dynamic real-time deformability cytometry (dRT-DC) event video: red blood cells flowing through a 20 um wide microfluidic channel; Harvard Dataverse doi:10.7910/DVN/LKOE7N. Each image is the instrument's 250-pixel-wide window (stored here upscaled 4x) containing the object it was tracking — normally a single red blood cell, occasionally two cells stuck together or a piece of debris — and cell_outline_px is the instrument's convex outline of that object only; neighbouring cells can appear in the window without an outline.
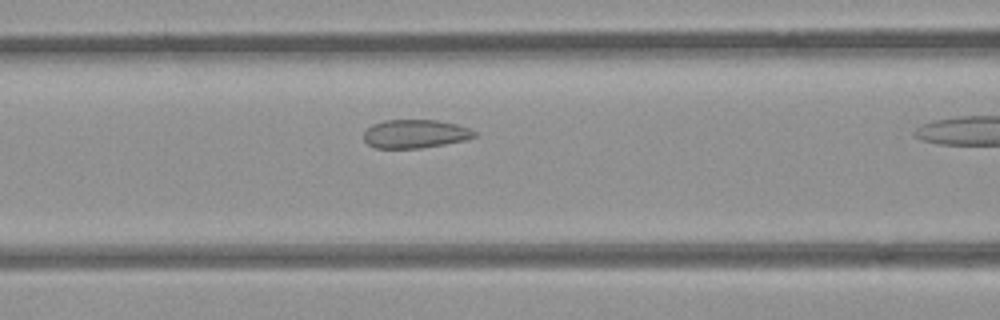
{"species": "common noctule bat (a hibernating species)", "species_latin": "Nyctalus noctula", "temperature_condition": "room temperature", "stored_images_in_passage": 15, "camera_frame_rate_fps": 3000, "um_per_image_px": 0.085, "animal": {"sex": "female", "body_mass_g": 21.9}, "frame": {"image": 1, "passage_image": 11, "time_ms": 3.333, "image_size_px": [1000, 320], "cell_outline_px": [[480, 132], [476, 136], [464, 140], [444, 144], [420, 148], [376, 148], [368, 144], [364, 140], [364, 132], [372, 124], [384, 120], [436, 120], [456, 124]], "centroid_in_image_um": [35.3, 11.37], "position_along_channel_um": 131.3, "area_um2": 18.38}}